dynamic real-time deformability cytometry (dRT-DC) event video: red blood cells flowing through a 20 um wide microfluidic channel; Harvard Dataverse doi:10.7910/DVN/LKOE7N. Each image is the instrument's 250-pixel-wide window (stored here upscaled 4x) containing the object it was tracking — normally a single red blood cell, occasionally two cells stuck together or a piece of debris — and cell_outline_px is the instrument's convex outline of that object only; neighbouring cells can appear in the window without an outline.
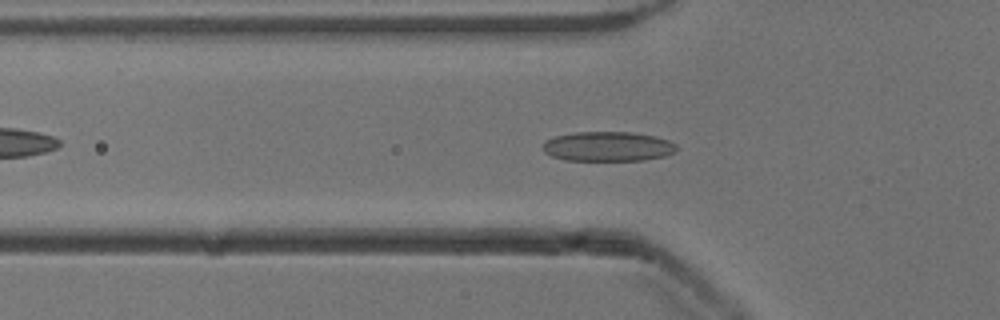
{"species": "common noctule bat (a hibernating species)", "species_latin": "Nyctalus noctula", "temperature_condition": "cold", "stored_images_in_passage": 52, "camera_frame_rate_fps": 3000, "um_per_image_px": 0.085, "animal": {"sex": "male", "body_mass_g": 13.3}, "frame": {"image": 1, "passage_image": 17, "time_ms": 5.333, "image_size_px": [1000, 320], "cell_outline_px": [[676, 152], [664, 156], [644, 160], [564, 160], [552, 156], [544, 152], [544, 140], [556, 136], [576, 132], [632, 132], [656, 136], [668, 140], [676, 144]], "centroid_in_image_um": [51.68, 12.44], "position_along_channel_um": 74.1, "area_um2": 23.12}}
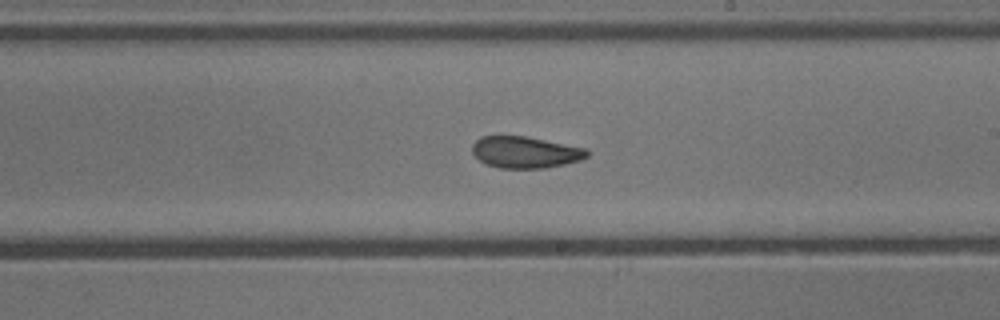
{"frame": {"image": 2, "passage_image": 30, "time_ms": 9.667, "image_size_px": [1000, 320], "cell_outline_px": [[588, 156], [580, 160], [564, 164], [544, 168], [500, 168], [484, 164], [472, 152], [472, 144], [480, 136], [524, 136], [588, 148]], "centroid_in_image_um": [44.64, 12.94], "position_along_channel_um": 244.4, "area_um2": 21.15}}
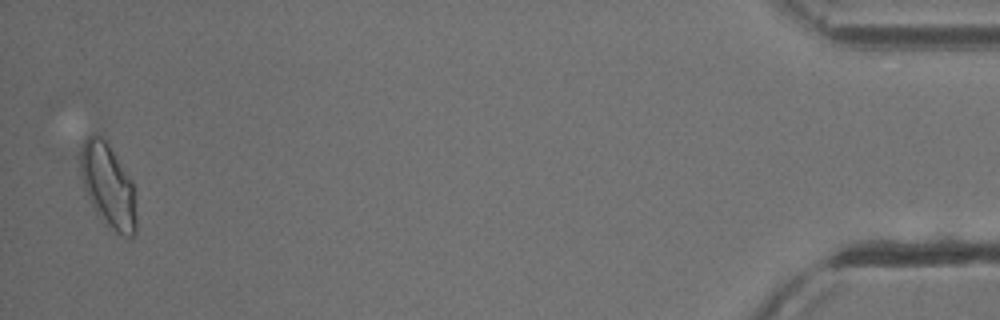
{"frame": {"image": 3, "passage_image": 51, "time_ms": 16.667, "image_size_px": [1000, 320], "cell_outline_px": [[136, 232], [132, 240], [128, 240], [120, 236], [104, 224], [96, 212], [88, 196], [80, 172], [80, 148], [84, 140], [92, 132], [96, 132], [104, 136], [132, 180], [136, 220]], "centroid_in_image_um": [9.2, 15.79], "position_along_channel_um": 426.0, "area_um2": 27.8}, "authors_computed_cell_mechanics": {"area_um2": 22.3108, "velocity_mm_per_s": 3.9027, "shape_relaxation_time_tau1_ms": 6.1442, "shape_relaxation_time_tau2_ms": 2.3125, "deformation_change_tau1": 0.1305, "deformation_change_tau2": 0.0845}}